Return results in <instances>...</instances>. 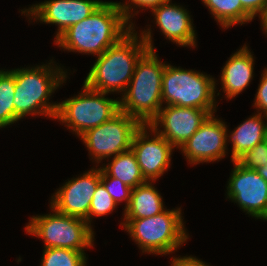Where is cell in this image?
Returning <instances> with one entry per match:
<instances>
[{"label": "cell", "instance_id": "obj_15", "mask_svg": "<svg viewBox=\"0 0 267 266\" xmlns=\"http://www.w3.org/2000/svg\"><path fill=\"white\" fill-rule=\"evenodd\" d=\"M103 2L98 0H51L32 6L27 12L45 23L57 24L56 39L73 24L89 17Z\"/></svg>", "mask_w": 267, "mask_h": 266}, {"label": "cell", "instance_id": "obj_3", "mask_svg": "<svg viewBox=\"0 0 267 266\" xmlns=\"http://www.w3.org/2000/svg\"><path fill=\"white\" fill-rule=\"evenodd\" d=\"M164 69L154 50L148 49L138 60L124 98L119 101L120 111L141 125H150L161 109Z\"/></svg>", "mask_w": 267, "mask_h": 266}, {"label": "cell", "instance_id": "obj_20", "mask_svg": "<svg viewBox=\"0 0 267 266\" xmlns=\"http://www.w3.org/2000/svg\"><path fill=\"white\" fill-rule=\"evenodd\" d=\"M101 176L117 178L132 189L146 182L132 149L114 156L110 165L101 169Z\"/></svg>", "mask_w": 267, "mask_h": 266}, {"label": "cell", "instance_id": "obj_21", "mask_svg": "<svg viewBox=\"0 0 267 266\" xmlns=\"http://www.w3.org/2000/svg\"><path fill=\"white\" fill-rule=\"evenodd\" d=\"M223 28L243 24L253 18L243 9L240 0H202Z\"/></svg>", "mask_w": 267, "mask_h": 266}, {"label": "cell", "instance_id": "obj_26", "mask_svg": "<svg viewBox=\"0 0 267 266\" xmlns=\"http://www.w3.org/2000/svg\"><path fill=\"white\" fill-rule=\"evenodd\" d=\"M101 182L104 184L107 192L114 199L116 204L122 200H126V207L128 206L132 188L124 184L121 180L111 176H101ZM116 189L119 191H116Z\"/></svg>", "mask_w": 267, "mask_h": 266}, {"label": "cell", "instance_id": "obj_27", "mask_svg": "<svg viewBox=\"0 0 267 266\" xmlns=\"http://www.w3.org/2000/svg\"><path fill=\"white\" fill-rule=\"evenodd\" d=\"M243 9L252 17L260 13L261 21L267 17V0H240Z\"/></svg>", "mask_w": 267, "mask_h": 266}, {"label": "cell", "instance_id": "obj_5", "mask_svg": "<svg viewBox=\"0 0 267 266\" xmlns=\"http://www.w3.org/2000/svg\"><path fill=\"white\" fill-rule=\"evenodd\" d=\"M123 225L143 252L148 253L169 254L188 238L184 230L180 208L164 210L151 217L126 219V223Z\"/></svg>", "mask_w": 267, "mask_h": 266}, {"label": "cell", "instance_id": "obj_1", "mask_svg": "<svg viewBox=\"0 0 267 266\" xmlns=\"http://www.w3.org/2000/svg\"><path fill=\"white\" fill-rule=\"evenodd\" d=\"M129 9L125 4L103 2L89 17L64 31L55 42L70 51L100 56L133 29L130 24L125 27L131 17Z\"/></svg>", "mask_w": 267, "mask_h": 266}, {"label": "cell", "instance_id": "obj_16", "mask_svg": "<svg viewBox=\"0 0 267 266\" xmlns=\"http://www.w3.org/2000/svg\"><path fill=\"white\" fill-rule=\"evenodd\" d=\"M167 1L159 7L154 8L157 25L165 36L181 46H195V31L188 12Z\"/></svg>", "mask_w": 267, "mask_h": 266}, {"label": "cell", "instance_id": "obj_17", "mask_svg": "<svg viewBox=\"0 0 267 266\" xmlns=\"http://www.w3.org/2000/svg\"><path fill=\"white\" fill-rule=\"evenodd\" d=\"M253 75V56L246 45L233 54L222 70V86L228 98L235 97L248 86Z\"/></svg>", "mask_w": 267, "mask_h": 266}, {"label": "cell", "instance_id": "obj_22", "mask_svg": "<svg viewBox=\"0 0 267 266\" xmlns=\"http://www.w3.org/2000/svg\"><path fill=\"white\" fill-rule=\"evenodd\" d=\"M15 70L0 71V127L14 123Z\"/></svg>", "mask_w": 267, "mask_h": 266}, {"label": "cell", "instance_id": "obj_4", "mask_svg": "<svg viewBox=\"0 0 267 266\" xmlns=\"http://www.w3.org/2000/svg\"><path fill=\"white\" fill-rule=\"evenodd\" d=\"M50 67L42 65L15 70L14 122L26 114L40 113L56 117L58 104L51 105L46 101L53 90L65 80L66 75L61 69L56 68L53 71Z\"/></svg>", "mask_w": 267, "mask_h": 266}, {"label": "cell", "instance_id": "obj_19", "mask_svg": "<svg viewBox=\"0 0 267 266\" xmlns=\"http://www.w3.org/2000/svg\"><path fill=\"white\" fill-rule=\"evenodd\" d=\"M267 139V123L264 124L261 112L244 121L231 135L232 162L257 144Z\"/></svg>", "mask_w": 267, "mask_h": 266}, {"label": "cell", "instance_id": "obj_8", "mask_svg": "<svg viewBox=\"0 0 267 266\" xmlns=\"http://www.w3.org/2000/svg\"><path fill=\"white\" fill-rule=\"evenodd\" d=\"M78 97L58 103L55 119L67 124L78 136L110 120L119 109V101L105 98L108 93L98 92L85 84Z\"/></svg>", "mask_w": 267, "mask_h": 266}, {"label": "cell", "instance_id": "obj_13", "mask_svg": "<svg viewBox=\"0 0 267 266\" xmlns=\"http://www.w3.org/2000/svg\"><path fill=\"white\" fill-rule=\"evenodd\" d=\"M226 132L225 124L209 115L180 148L193 164L218 160L225 156Z\"/></svg>", "mask_w": 267, "mask_h": 266}, {"label": "cell", "instance_id": "obj_29", "mask_svg": "<svg viewBox=\"0 0 267 266\" xmlns=\"http://www.w3.org/2000/svg\"><path fill=\"white\" fill-rule=\"evenodd\" d=\"M172 266H208L205 265L202 261L194 257H183V258H174L172 261Z\"/></svg>", "mask_w": 267, "mask_h": 266}, {"label": "cell", "instance_id": "obj_2", "mask_svg": "<svg viewBox=\"0 0 267 266\" xmlns=\"http://www.w3.org/2000/svg\"><path fill=\"white\" fill-rule=\"evenodd\" d=\"M137 38V33L130 31L118 43L98 56L84 84L103 93L126 90L138 60L148 49L154 50L150 31L142 33L140 43Z\"/></svg>", "mask_w": 267, "mask_h": 266}, {"label": "cell", "instance_id": "obj_32", "mask_svg": "<svg viewBox=\"0 0 267 266\" xmlns=\"http://www.w3.org/2000/svg\"><path fill=\"white\" fill-rule=\"evenodd\" d=\"M263 28L265 29V32L267 33V17L266 19L262 22Z\"/></svg>", "mask_w": 267, "mask_h": 266}, {"label": "cell", "instance_id": "obj_31", "mask_svg": "<svg viewBox=\"0 0 267 266\" xmlns=\"http://www.w3.org/2000/svg\"><path fill=\"white\" fill-rule=\"evenodd\" d=\"M257 171L267 181V164L259 168Z\"/></svg>", "mask_w": 267, "mask_h": 266}, {"label": "cell", "instance_id": "obj_9", "mask_svg": "<svg viewBox=\"0 0 267 266\" xmlns=\"http://www.w3.org/2000/svg\"><path fill=\"white\" fill-rule=\"evenodd\" d=\"M140 126L135 118L119 111L110 120L89 129L80 137L91 155L101 161L130 150L134 133Z\"/></svg>", "mask_w": 267, "mask_h": 266}, {"label": "cell", "instance_id": "obj_24", "mask_svg": "<svg viewBox=\"0 0 267 266\" xmlns=\"http://www.w3.org/2000/svg\"><path fill=\"white\" fill-rule=\"evenodd\" d=\"M115 206H117L116 202L107 192L104 184L100 181L92 197L89 215L85 221L89 224L91 216H102L108 214L114 210Z\"/></svg>", "mask_w": 267, "mask_h": 266}, {"label": "cell", "instance_id": "obj_11", "mask_svg": "<svg viewBox=\"0 0 267 266\" xmlns=\"http://www.w3.org/2000/svg\"><path fill=\"white\" fill-rule=\"evenodd\" d=\"M100 181L101 168L92 169L83 174L82 177L66 182L55 193L51 207L62 214L86 220L89 215L92 197Z\"/></svg>", "mask_w": 267, "mask_h": 266}, {"label": "cell", "instance_id": "obj_12", "mask_svg": "<svg viewBox=\"0 0 267 266\" xmlns=\"http://www.w3.org/2000/svg\"><path fill=\"white\" fill-rule=\"evenodd\" d=\"M150 127L156 137L149 140L146 128ZM150 125H141L134 133L131 149L135 153L137 163L146 181L155 180L169 168L171 152L174 148Z\"/></svg>", "mask_w": 267, "mask_h": 266}, {"label": "cell", "instance_id": "obj_7", "mask_svg": "<svg viewBox=\"0 0 267 266\" xmlns=\"http://www.w3.org/2000/svg\"><path fill=\"white\" fill-rule=\"evenodd\" d=\"M55 214L36 216L26 226L29 234L43 238L45 248H65L83 251L92 246L93 231L85 220L62 214L54 210Z\"/></svg>", "mask_w": 267, "mask_h": 266}, {"label": "cell", "instance_id": "obj_10", "mask_svg": "<svg viewBox=\"0 0 267 266\" xmlns=\"http://www.w3.org/2000/svg\"><path fill=\"white\" fill-rule=\"evenodd\" d=\"M228 196L256 218L267 220V181L257 170L246 169L233 161Z\"/></svg>", "mask_w": 267, "mask_h": 266}, {"label": "cell", "instance_id": "obj_14", "mask_svg": "<svg viewBox=\"0 0 267 266\" xmlns=\"http://www.w3.org/2000/svg\"><path fill=\"white\" fill-rule=\"evenodd\" d=\"M209 115L206 110L170 105L160 109L150 126L157 129L161 122L164 131L158 133L173 147H181Z\"/></svg>", "mask_w": 267, "mask_h": 266}, {"label": "cell", "instance_id": "obj_25", "mask_svg": "<svg viewBox=\"0 0 267 266\" xmlns=\"http://www.w3.org/2000/svg\"><path fill=\"white\" fill-rule=\"evenodd\" d=\"M236 162L251 170H258L265 166L267 164V139L257 144L250 151L245 152Z\"/></svg>", "mask_w": 267, "mask_h": 266}, {"label": "cell", "instance_id": "obj_6", "mask_svg": "<svg viewBox=\"0 0 267 266\" xmlns=\"http://www.w3.org/2000/svg\"><path fill=\"white\" fill-rule=\"evenodd\" d=\"M214 96L213 78L165 64L162 77V102L165 100L167 106L194 107L206 110L212 115L215 108Z\"/></svg>", "mask_w": 267, "mask_h": 266}, {"label": "cell", "instance_id": "obj_30", "mask_svg": "<svg viewBox=\"0 0 267 266\" xmlns=\"http://www.w3.org/2000/svg\"><path fill=\"white\" fill-rule=\"evenodd\" d=\"M170 0H131V2L139 7H148L152 10L161 4Z\"/></svg>", "mask_w": 267, "mask_h": 266}, {"label": "cell", "instance_id": "obj_28", "mask_svg": "<svg viewBox=\"0 0 267 266\" xmlns=\"http://www.w3.org/2000/svg\"><path fill=\"white\" fill-rule=\"evenodd\" d=\"M254 104L258 109L260 108L265 112V116L267 115V69L262 76Z\"/></svg>", "mask_w": 267, "mask_h": 266}, {"label": "cell", "instance_id": "obj_23", "mask_svg": "<svg viewBox=\"0 0 267 266\" xmlns=\"http://www.w3.org/2000/svg\"><path fill=\"white\" fill-rule=\"evenodd\" d=\"M84 252L65 248H45L41 266H85Z\"/></svg>", "mask_w": 267, "mask_h": 266}, {"label": "cell", "instance_id": "obj_18", "mask_svg": "<svg viewBox=\"0 0 267 266\" xmlns=\"http://www.w3.org/2000/svg\"><path fill=\"white\" fill-rule=\"evenodd\" d=\"M149 182L148 180L131 190L129 204L125 207L124 219H141L164 211L160 194Z\"/></svg>", "mask_w": 267, "mask_h": 266}]
</instances>
